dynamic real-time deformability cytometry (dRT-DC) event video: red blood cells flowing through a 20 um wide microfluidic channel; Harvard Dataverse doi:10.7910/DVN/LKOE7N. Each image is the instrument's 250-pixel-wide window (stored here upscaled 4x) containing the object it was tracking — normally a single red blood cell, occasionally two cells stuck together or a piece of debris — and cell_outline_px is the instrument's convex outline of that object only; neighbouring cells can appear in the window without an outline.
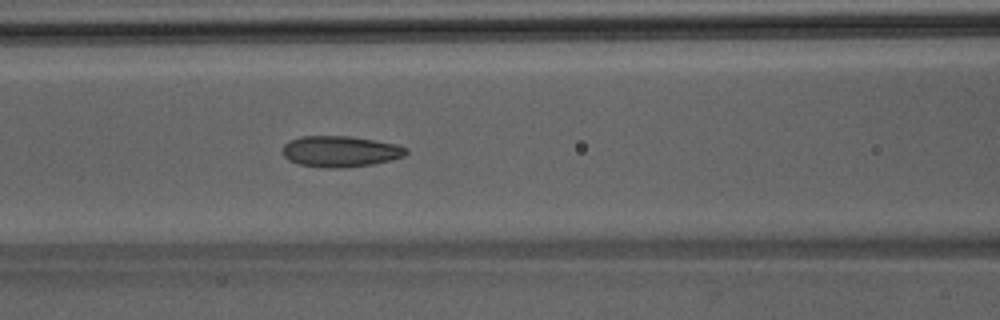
{"species": "Egyptian fruit bat (a non-hibernating species)", "species_latin": "Rousettus aegyptiacus", "temperature_condition": "room temperature", "stored_images_in_passage": 49, "camera_frame_rate_fps": 3000, "um_per_image_px": 0.085, "animal": {"sex": "male"}, "frame": {"image": 1, "passage_image": 21, "time_ms": 6.667, "image_size_px": [1000, 320], "cell_outline_px": [[408, 152], [404, 156], [372, 164], [344, 168], [320, 168], [300, 164], [288, 160], [280, 152], [284, 144], [288, 140], [300, 136], [348, 136], [396, 144], [408, 148]], "centroid_in_image_um": [28.86, 12.87], "position_along_channel_um": 137.7, "area_um2": 22.48}}
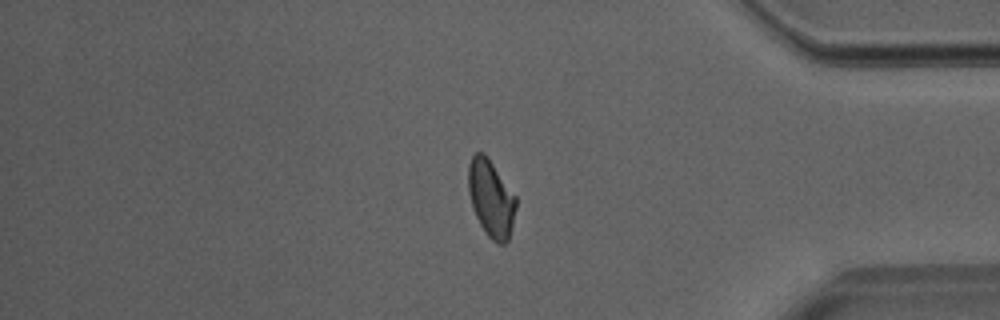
{"frame": {"image": 2, "passage_image": 41, "time_ms": 13.333, "image_size_px": [1000, 320], "cell_outline_px": [[516, 208], [508, 240], [504, 244], [496, 244], [488, 236], [480, 224], [472, 208], [468, 192], [468, 164], [472, 156], [476, 152], [484, 152], [488, 156], [516, 196]], "centroid_in_image_um": [41.72, 16.84], "position_along_channel_um": 393.5, "area_um2": 21.56}}
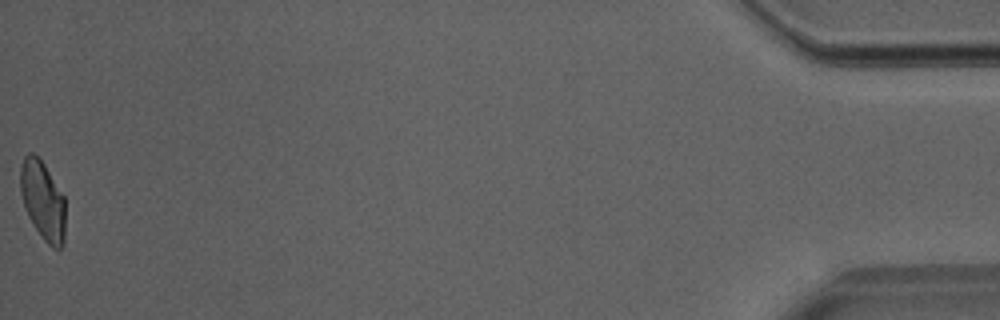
{"frame": {"image": 3, "passage_image": 49, "time_ms": 16.0, "image_size_px": [1000, 320], "cell_outline_px": [[64, 244], [60, 248], [52, 248], [44, 240], [28, 216], [24, 208], [20, 192], [20, 168], [24, 156], [28, 152], [32, 152], [40, 156], [64, 196]], "centroid_in_image_um": [3.62, 16.98], "position_along_channel_um": 431.6, "area_um2": 20.87}}